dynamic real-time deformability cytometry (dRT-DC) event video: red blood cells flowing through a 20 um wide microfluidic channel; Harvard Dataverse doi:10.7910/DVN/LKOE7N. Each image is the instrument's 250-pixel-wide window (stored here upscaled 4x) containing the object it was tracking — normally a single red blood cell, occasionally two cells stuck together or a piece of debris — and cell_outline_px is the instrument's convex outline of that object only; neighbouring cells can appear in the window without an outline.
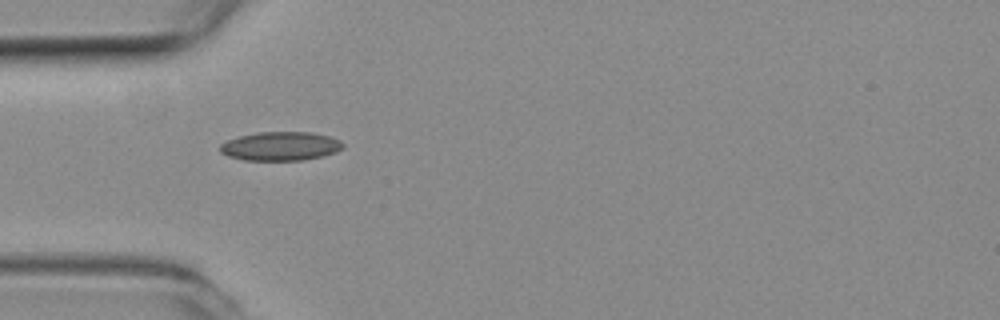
{"species": "common noctule bat (a hibernating species)", "species_latin": "Nyctalus noctula", "temperature_condition": "room temperature", "stored_images_in_passage": 40, "camera_frame_rate_fps": 3000, "um_per_image_px": 0.085, "animal": {"sex": "female", "body_mass_g": 19.3, "forearm_length_mm": 54.1}, "frame": {"image": 1, "passage_image": 1, "time_ms": 0.0, "image_size_px": [1000, 320], "cell_outline_px": [[344, 148], [336, 152], [324, 156], [304, 160], [244, 160], [228, 156], [220, 152], [220, 144], [228, 140], [240, 136], [256, 132], [312, 132], [328, 136], [340, 140], [344, 144]], "centroid_in_image_um": [23.87, 12.43], "position_along_channel_um": 61.1, "area_um2": 20.75}}
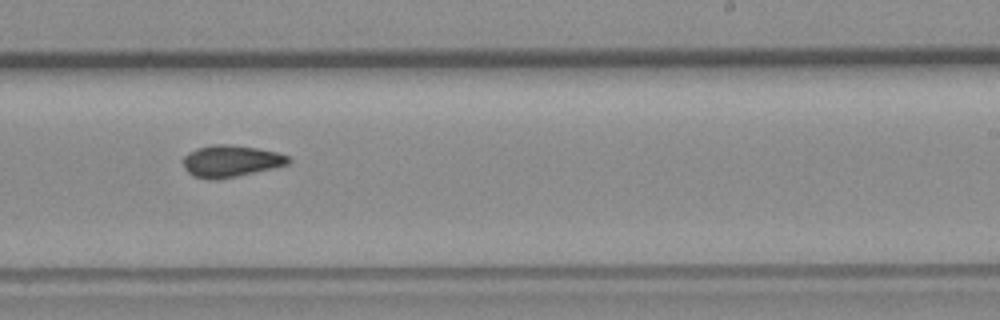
{"frame": {"image": 2, "passage_image": 18, "time_ms": 5.667, "image_size_px": [1000, 320], "cell_outline_px": [[292, 160], [288, 164], [272, 168], [220, 180], [208, 180], [192, 176], [184, 168], [180, 160], [188, 152], [196, 148], [212, 144], [232, 144], [256, 148], [276, 152], [288, 156]], "centroid_in_image_um": [19.55, 13.7], "position_along_channel_um": 269.5, "area_um2": 19.83}}
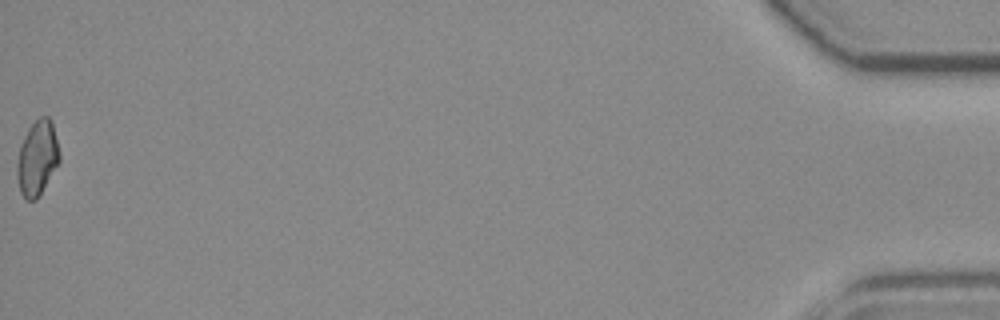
{"frame": {"image": 3, "passage_image": 40, "time_ms": 13.0, "image_size_px": [1000, 320], "cell_outline_px": [[60, 160], [40, 196], [36, 200], [24, 200], [20, 192], [16, 176], [16, 164], [20, 148], [24, 136], [28, 128], [40, 116], [48, 116], [52, 120], [60, 152]], "centroid_in_image_um": [3.17, 13.46], "position_along_channel_um": 432.0, "area_um2": 18.79}, "authors_computed_cell_mechanics": {"area_um2": 18.9006, "velocity_mm_per_s": 3.6922, "shape_relaxation_time_tau1_ms": null, "shape_relaxation_time_tau2_ms": 7.5448, "deformation_change_tau1": null, "deformation_change_tau2": 0.1336}}